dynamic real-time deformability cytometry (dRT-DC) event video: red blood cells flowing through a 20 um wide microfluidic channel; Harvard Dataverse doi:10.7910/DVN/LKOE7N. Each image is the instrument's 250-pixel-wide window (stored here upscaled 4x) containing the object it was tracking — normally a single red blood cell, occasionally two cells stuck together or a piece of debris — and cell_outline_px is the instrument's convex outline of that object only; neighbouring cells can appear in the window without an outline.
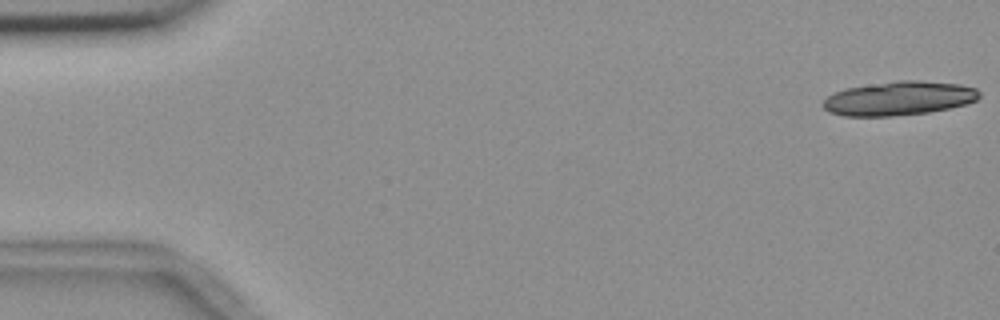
{"species": "common noctule bat (a hibernating species)", "species_latin": "Nyctalus noctula", "temperature_condition": "room temperature", "stored_images_in_passage": 19, "camera_frame_rate_fps": 3000, "um_per_image_px": 0.085, "animal": {"sex": "female", "body_mass_g": 18.4}, "frame": {"image": 1, "passage_image": 1, "time_ms": 0.0, "image_size_px": [1000, 320], "cell_outline_px": [[980, 96], [976, 100], [968, 104], [928, 112], [892, 116], [844, 116], [828, 112], [820, 104], [828, 96], [844, 88], [896, 80], [920, 80], [960, 84], [976, 88], [980, 92]], "centroid_in_image_um": [76.4, 8.35], "position_along_channel_um": 8.6, "area_um2": 31.15}}